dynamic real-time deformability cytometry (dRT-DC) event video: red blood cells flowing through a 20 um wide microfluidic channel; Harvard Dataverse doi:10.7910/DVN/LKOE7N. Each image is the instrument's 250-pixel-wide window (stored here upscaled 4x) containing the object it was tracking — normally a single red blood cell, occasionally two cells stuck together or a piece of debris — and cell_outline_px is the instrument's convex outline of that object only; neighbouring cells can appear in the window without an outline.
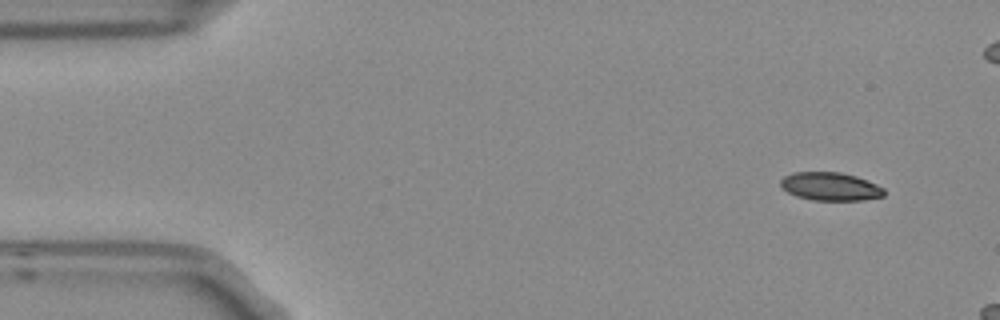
{"species": "Egyptian fruit bat (a non-hibernating species)", "species_latin": "Rousettus aegyptiacus", "temperature_condition": "room temperature", "stored_images_in_passage": 4, "camera_frame_rate_fps": 3000, "um_per_image_px": 0.085, "frame": {"image": 1, "passage_image": 1, "time_ms": 0.0, "image_size_px": [1000, 320], "cell_outline_px": [[884, 196], [864, 200], [812, 200], [796, 196], [788, 192], [780, 184], [780, 180], [784, 176], [792, 172], [840, 172], [856, 176], [868, 180], [884, 188]], "centroid_in_image_um": [70.59, 15.84], "position_along_channel_um": 14.4, "area_um2": 17.05}}